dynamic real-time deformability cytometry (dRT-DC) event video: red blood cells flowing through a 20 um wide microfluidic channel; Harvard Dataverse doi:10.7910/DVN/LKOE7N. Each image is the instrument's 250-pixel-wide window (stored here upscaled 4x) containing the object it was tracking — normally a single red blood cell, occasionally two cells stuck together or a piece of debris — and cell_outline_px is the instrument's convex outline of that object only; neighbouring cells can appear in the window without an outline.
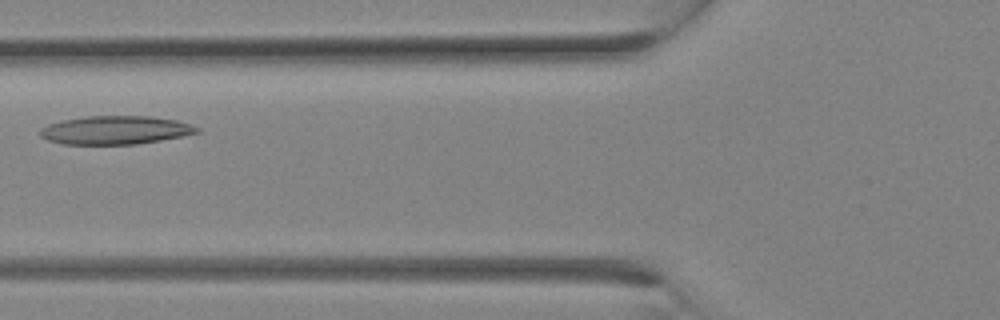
{"species": "Egyptian fruit bat (a non-hibernating species)", "species_latin": "Rousettus aegyptiacus", "temperature_condition": "room temperature", "stored_images_in_passage": 8, "camera_frame_rate_fps": 3000, "um_per_image_px": 0.085, "animal": {"sex": "female"}, "frame": {"image": 1, "passage_image": 7, "time_ms": 2.0, "image_size_px": [1000, 320], "cell_outline_px": [[200, 132], [160, 140], [136, 144], [60, 144], [48, 140], [40, 136], [40, 128], [48, 124], [64, 120], [88, 116], [152, 116], [176, 120], [200, 128]], "centroid_in_image_um": [9.78, 11.06], "position_along_channel_um": 116.0, "area_um2": 25.84}}